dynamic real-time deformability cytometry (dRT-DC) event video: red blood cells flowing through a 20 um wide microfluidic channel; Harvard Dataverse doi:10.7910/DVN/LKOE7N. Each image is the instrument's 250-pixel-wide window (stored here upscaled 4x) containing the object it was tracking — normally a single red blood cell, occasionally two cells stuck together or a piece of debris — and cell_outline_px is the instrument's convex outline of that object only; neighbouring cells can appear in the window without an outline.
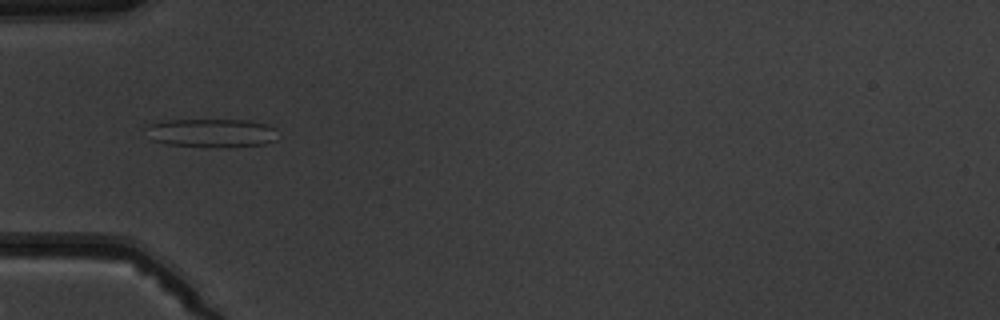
{"species": "common noctule bat (a hibernating species)", "species_latin": "Nyctalus noctula", "temperature_condition": "warm", "stored_images_in_passage": 7, "camera_frame_rate_fps": 3000, "um_per_image_px": 0.085, "animal": {"sex": "male", "body_mass_g": 19.5, "forearm_length_mm": 54.6}, "frame": {"image": 1, "passage_image": 5, "time_ms": 4.667, "image_size_px": [1000, 320], "cell_outline_px": [[276, 140], [264, 144], [228, 148], [168, 144], [152, 140], [148, 124], [168, 120], [248, 120], [264, 124], [276, 128]], "centroid_in_image_um": [18.06, 11.31], "position_along_channel_um": 66.9, "area_um2": 21.79}}
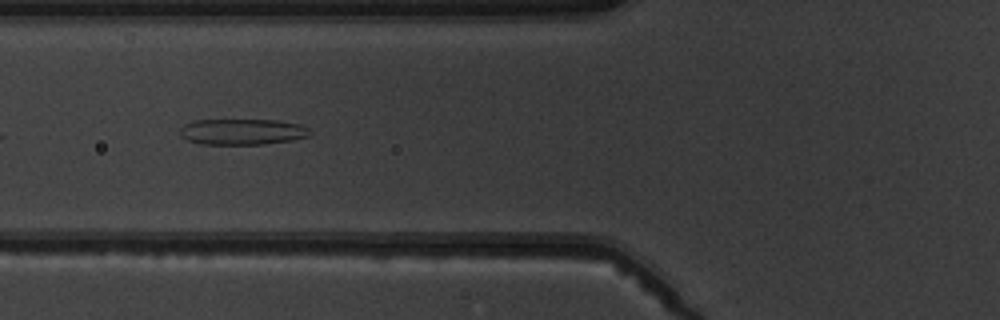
{"frame": {"image": 2, "passage_image": 6, "time_ms": 5.667, "image_size_px": [1000, 320], "cell_outline_px": [[312, 132], [308, 136], [292, 140], [264, 144], [200, 144], [188, 140], [180, 136], [180, 128], [184, 124], [192, 120], [276, 120], [300, 124], [308, 128]], "centroid_in_image_um": [20.58, 11.19], "position_along_channel_um": 105.2, "area_um2": 19.71}}
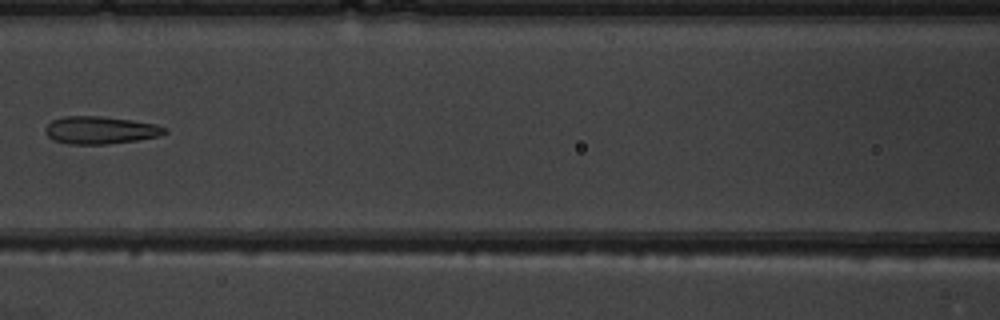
{"frame": {"image": 3, "passage_image": 7, "time_ms": 7.0, "image_size_px": [1000, 320], "cell_outline_px": [[168, 132], [160, 136], [136, 140], [108, 144], [68, 144], [52, 140], [44, 132], [44, 128], [52, 120], [64, 116], [100, 116], [132, 120], [156, 124], [168, 128]], "centroid_in_image_um": [8.53, 11.06], "position_along_channel_um": 158.1, "area_um2": 19.36}}